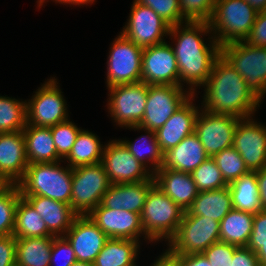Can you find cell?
Segmentation results:
<instances>
[{
    "label": "cell",
    "instance_id": "6da1fadb",
    "mask_svg": "<svg viewBox=\"0 0 266 266\" xmlns=\"http://www.w3.org/2000/svg\"><path fill=\"white\" fill-rule=\"evenodd\" d=\"M202 35L210 36L207 38L210 44H206ZM168 36L176 42L171 47L177 60L179 86L187 83L190 87L185 89L195 95L196 88L207 82L215 60L221 55V46L213 37L208 21H187L171 26Z\"/></svg>",
    "mask_w": 266,
    "mask_h": 266
},
{
    "label": "cell",
    "instance_id": "7a4b0ae2",
    "mask_svg": "<svg viewBox=\"0 0 266 266\" xmlns=\"http://www.w3.org/2000/svg\"><path fill=\"white\" fill-rule=\"evenodd\" d=\"M203 87L205 94L201 109L207 112L244 119L254 117L261 105V100L222 55L215 60Z\"/></svg>",
    "mask_w": 266,
    "mask_h": 266
},
{
    "label": "cell",
    "instance_id": "3957f363",
    "mask_svg": "<svg viewBox=\"0 0 266 266\" xmlns=\"http://www.w3.org/2000/svg\"><path fill=\"white\" fill-rule=\"evenodd\" d=\"M61 162L28 164L23 178L17 183L21 195L48 197L71 205L72 171Z\"/></svg>",
    "mask_w": 266,
    "mask_h": 266
},
{
    "label": "cell",
    "instance_id": "277c9868",
    "mask_svg": "<svg viewBox=\"0 0 266 266\" xmlns=\"http://www.w3.org/2000/svg\"><path fill=\"white\" fill-rule=\"evenodd\" d=\"M185 211L156 184L149 190L140 214L145 235L153 241H169L177 232Z\"/></svg>",
    "mask_w": 266,
    "mask_h": 266
},
{
    "label": "cell",
    "instance_id": "5b68a950",
    "mask_svg": "<svg viewBox=\"0 0 266 266\" xmlns=\"http://www.w3.org/2000/svg\"><path fill=\"white\" fill-rule=\"evenodd\" d=\"M257 14L245 0H216L208 24L213 37L222 46L244 41Z\"/></svg>",
    "mask_w": 266,
    "mask_h": 266
},
{
    "label": "cell",
    "instance_id": "8992f818",
    "mask_svg": "<svg viewBox=\"0 0 266 266\" xmlns=\"http://www.w3.org/2000/svg\"><path fill=\"white\" fill-rule=\"evenodd\" d=\"M219 241L220 222L205 216L184 213L176 234L167 242L169 248L163 254H201Z\"/></svg>",
    "mask_w": 266,
    "mask_h": 266
},
{
    "label": "cell",
    "instance_id": "52a82bcc",
    "mask_svg": "<svg viewBox=\"0 0 266 266\" xmlns=\"http://www.w3.org/2000/svg\"><path fill=\"white\" fill-rule=\"evenodd\" d=\"M221 55L262 101L266 95V47L250 46L244 41L231 42L221 46Z\"/></svg>",
    "mask_w": 266,
    "mask_h": 266
},
{
    "label": "cell",
    "instance_id": "ba28073f",
    "mask_svg": "<svg viewBox=\"0 0 266 266\" xmlns=\"http://www.w3.org/2000/svg\"><path fill=\"white\" fill-rule=\"evenodd\" d=\"M110 185L101 163L73 168L71 208L77 215H88L101 203Z\"/></svg>",
    "mask_w": 266,
    "mask_h": 266
},
{
    "label": "cell",
    "instance_id": "9c48e42d",
    "mask_svg": "<svg viewBox=\"0 0 266 266\" xmlns=\"http://www.w3.org/2000/svg\"><path fill=\"white\" fill-rule=\"evenodd\" d=\"M57 84V78L47 79L26 101L28 125L51 127L69 119L67 102Z\"/></svg>",
    "mask_w": 266,
    "mask_h": 266
},
{
    "label": "cell",
    "instance_id": "30bf717a",
    "mask_svg": "<svg viewBox=\"0 0 266 266\" xmlns=\"http://www.w3.org/2000/svg\"><path fill=\"white\" fill-rule=\"evenodd\" d=\"M107 109L118 126H138L144 116L146 107L148 84L138 82L134 84H120L107 88Z\"/></svg>",
    "mask_w": 266,
    "mask_h": 266
},
{
    "label": "cell",
    "instance_id": "8fae6325",
    "mask_svg": "<svg viewBox=\"0 0 266 266\" xmlns=\"http://www.w3.org/2000/svg\"><path fill=\"white\" fill-rule=\"evenodd\" d=\"M143 48L121 32L112 42L107 61V88L141 82Z\"/></svg>",
    "mask_w": 266,
    "mask_h": 266
},
{
    "label": "cell",
    "instance_id": "7c38bea8",
    "mask_svg": "<svg viewBox=\"0 0 266 266\" xmlns=\"http://www.w3.org/2000/svg\"><path fill=\"white\" fill-rule=\"evenodd\" d=\"M192 94L177 85H148L144 116L138 125L156 131L177 111Z\"/></svg>",
    "mask_w": 266,
    "mask_h": 266
},
{
    "label": "cell",
    "instance_id": "4fadbf2b",
    "mask_svg": "<svg viewBox=\"0 0 266 266\" xmlns=\"http://www.w3.org/2000/svg\"><path fill=\"white\" fill-rule=\"evenodd\" d=\"M101 165L111 184L137 183L149 180L153 174L142 165L120 140L105 144Z\"/></svg>",
    "mask_w": 266,
    "mask_h": 266
},
{
    "label": "cell",
    "instance_id": "5bb4252c",
    "mask_svg": "<svg viewBox=\"0 0 266 266\" xmlns=\"http://www.w3.org/2000/svg\"><path fill=\"white\" fill-rule=\"evenodd\" d=\"M128 22L121 30L122 34L141 48L151 47L165 42L170 25L152 8L133 1Z\"/></svg>",
    "mask_w": 266,
    "mask_h": 266
},
{
    "label": "cell",
    "instance_id": "9a60e30c",
    "mask_svg": "<svg viewBox=\"0 0 266 266\" xmlns=\"http://www.w3.org/2000/svg\"><path fill=\"white\" fill-rule=\"evenodd\" d=\"M199 109L195 123V133L198 135L206 154L213 157L225 148L233 146L235 129L241 118L214 114Z\"/></svg>",
    "mask_w": 266,
    "mask_h": 266
},
{
    "label": "cell",
    "instance_id": "2e32d148",
    "mask_svg": "<svg viewBox=\"0 0 266 266\" xmlns=\"http://www.w3.org/2000/svg\"><path fill=\"white\" fill-rule=\"evenodd\" d=\"M141 82L148 85L179 86L177 60L168 42L143 49Z\"/></svg>",
    "mask_w": 266,
    "mask_h": 266
},
{
    "label": "cell",
    "instance_id": "e0dca14e",
    "mask_svg": "<svg viewBox=\"0 0 266 266\" xmlns=\"http://www.w3.org/2000/svg\"><path fill=\"white\" fill-rule=\"evenodd\" d=\"M252 117L241 119L235 129L233 147L249 171L266 167V126Z\"/></svg>",
    "mask_w": 266,
    "mask_h": 266
},
{
    "label": "cell",
    "instance_id": "ac0fdd59",
    "mask_svg": "<svg viewBox=\"0 0 266 266\" xmlns=\"http://www.w3.org/2000/svg\"><path fill=\"white\" fill-rule=\"evenodd\" d=\"M88 216L109 238L129 239L139 241L142 235L151 243L145 235L140 214L126 210H114L99 204Z\"/></svg>",
    "mask_w": 266,
    "mask_h": 266
},
{
    "label": "cell",
    "instance_id": "d6986e66",
    "mask_svg": "<svg viewBox=\"0 0 266 266\" xmlns=\"http://www.w3.org/2000/svg\"><path fill=\"white\" fill-rule=\"evenodd\" d=\"M64 237L71 244L77 261L94 263L109 237L88 215H77Z\"/></svg>",
    "mask_w": 266,
    "mask_h": 266
},
{
    "label": "cell",
    "instance_id": "ffe728a7",
    "mask_svg": "<svg viewBox=\"0 0 266 266\" xmlns=\"http://www.w3.org/2000/svg\"><path fill=\"white\" fill-rule=\"evenodd\" d=\"M28 164L23 132L0 133V175L9 184H17Z\"/></svg>",
    "mask_w": 266,
    "mask_h": 266
},
{
    "label": "cell",
    "instance_id": "44dd1931",
    "mask_svg": "<svg viewBox=\"0 0 266 266\" xmlns=\"http://www.w3.org/2000/svg\"><path fill=\"white\" fill-rule=\"evenodd\" d=\"M192 95L167 122L155 131L156 140L162 152L176 147L186 136L195 132V123L199 107L194 106Z\"/></svg>",
    "mask_w": 266,
    "mask_h": 266
},
{
    "label": "cell",
    "instance_id": "7402d4cb",
    "mask_svg": "<svg viewBox=\"0 0 266 266\" xmlns=\"http://www.w3.org/2000/svg\"><path fill=\"white\" fill-rule=\"evenodd\" d=\"M154 185V176L137 183L111 184L100 204L109 209L141 214L147 194Z\"/></svg>",
    "mask_w": 266,
    "mask_h": 266
},
{
    "label": "cell",
    "instance_id": "603a6c76",
    "mask_svg": "<svg viewBox=\"0 0 266 266\" xmlns=\"http://www.w3.org/2000/svg\"><path fill=\"white\" fill-rule=\"evenodd\" d=\"M42 217L48 231L55 237L64 236L77 214L71 205L38 195H21Z\"/></svg>",
    "mask_w": 266,
    "mask_h": 266
},
{
    "label": "cell",
    "instance_id": "cb8c5ba5",
    "mask_svg": "<svg viewBox=\"0 0 266 266\" xmlns=\"http://www.w3.org/2000/svg\"><path fill=\"white\" fill-rule=\"evenodd\" d=\"M153 176L155 184L184 211H187L198 195L191 173L160 168Z\"/></svg>",
    "mask_w": 266,
    "mask_h": 266
},
{
    "label": "cell",
    "instance_id": "d4e9b609",
    "mask_svg": "<svg viewBox=\"0 0 266 266\" xmlns=\"http://www.w3.org/2000/svg\"><path fill=\"white\" fill-rule=\"evenodd\" d=\"M209 156L206 154L198 135L193 132L186 136L176 147L163 153L161 168L192 173Z\"/></svg>",
    "mask_w": 266,
    "mask_h": 266
},
{
    "label": "cell",
    "instance_id": "484cf974",
    "mask_svg": "<svg viewBox=\"0 0 266 266\" xmlns=\"http://www.w3.org/2000/svg\"><path fill=\"white\" fill-rule=\"evenodd\" d=\"M22 132L29 164L63 161L57 154L50 127L26 124Z\"/></svg>",
    "mask_w": 266,
    "mask_h": 266
},
{
    "label": "cell",
    "instance_id": "4316f807",
    "mask_svg": "<svg viewBox=\"0 0 266 266\" xmlns=\"http://www.w3.org/2000/svg\"><path fill=\"white\" fill-rule=\"evenodd\" d=\"M233 209L229 186L198 192L192 205L185 211L187 215L205 216L220 222Z\"/></svg>",
    "mask_w": 266,
    "mask_h": 266
},
{
    "label": "cell",
    "instance_id": "83f0119b",
    "mask_svg": "<svg viewBox=\"0 0 266 266\" xmlns=\"http://www.w3.org/2000/svg\"><path fill=\"white\" fill-rule=\"evenodd\" d=\"M134 129V131L143 130L145 135H141L134 142L120 139L129 149L130 153L144 165L152 174L161 168L163 163V152L156 140L155 131L141 128L139 126H130L126 129ZM141 143V144H140ZM149 164V166H148ZM151 167V168H150Z\"/></svg>",
    "mask_w": 266,
    "mask_h": 266
},
{
    "label": "cell",
    "instance_id": "f1b7e54d",
    "mask_svg": "<svg viewBox=\"0 0 266 266\" xmlns=\"http://www.w3.org/2000/svg\"><path fill=\"white\" fill-rule=\"evenodd\" d=\"M254 214L232 209L220 221V241L246 247L253 229Z\"/></svg>",
    "mask_w": 266,
    "mask_h": 266
},
{
    "label": "cell",
    "instance_id": "f546056e",
    "mask_svg": "<svg viewBox=\"0 0 266 266\" xmlns=\"http://www.w3.org/2000/svg\"><path fill=\"white\" fill-rule=\"evenodd\" d=\"M233 209L257 214L262 210L256 171H249L228 184Z\"/></svg>",
    "mask_w": 266,
    "mask_h": 266
},
{
    "label": "cell",
    "instance_id": "4dcf8cb0",
    "mask_svg": "<svg viewBox=\"0 0 266 266\" xmlns=\"http://www.w3.org/2000/svg\"><path fill=\"white\" fill-rule=\"evenodd\" d=\"M139 243L136 240L109 238L93 264L94 266H128L138 257Z\"/></svg>",
    "mask_w": 266,
    "mask_h": 266
},
{
    "label": "cell",
    "instance_id": "1f68e13d",
    "mask_svg": "<svg viewBox=\"0 0 266 266\" xmlns=\"http://www.w3.org/2000/svg\"><path fill=\"white\" fill-rule=\"evenodd\" d=\"M12 235L16 239L53 237L42 217L23 196H20L15 209V227Z\"/></svg>",
    "mask_w": 266,
    "mask_h": 266
},
{
    "label": "cell",
    "instance_id": "d6a6232c",
    "mask_svg": "<svg viewBox=\"0 0 266 266\" xmlns=\"http://www.w3.org/2000/svg\"><path fill=\"white\" fill-rule=\"evenodd\" d=\"M104 147L95 133L81 129L64 161L66 160L71 168L100 163Z\"/></svg>",
    "mask_w": 266,
    "mask_h": 266
},
{
    "label": "cell",
    "instance_id": "836d02e7",
    "mask_svg": "<svg viewBox=\"0 0 266 266\" xmlns=\"http://www.w3.org/2000/svg\"><path fill=\"white\" fill-rule=\"evenodd\" d=\"M53 237L16 239L17 266H50Z\"/></svg>",
    "mask_w": 266,
    "mask_h": 266
},
{
    "label": "cell",
    "instance_id": "e575fe53",
    "mask_svg": "<svg viewBox=\"0 0 266 266\" xmlns=\"http://www.w3.org/2000/svg\"><path fill=\"white\" fill-rule=\"evenodd\" d=\"M26 124V100L0 96V133L22 131Z\"/></svg>",
    "mask_w": 266,
    "mask_h": 266
},
{
    "label": "cell",
    "instance_id": "d590c367",
    "mask_svg": "<svg viewBox=\"0 0 266 266\" xmlns=\"http://www.w3.org/2000/svg\"><path fill=\"white\" fill-rule=\"evenodd\" d=\"M227 184L249 172L239 152L233 147L225 148L212 157Z\"/></svg>",
    "mask_w": 266,
    "mask_h": 266
},
{
    "label": "cell",
    "instance_id": "8d00e7d4",
    "mask_svg": "<svg viewBox=\"0 0 266 266\" xmlns=\"http://www.w3.org/2000/svg\"><path fill=\"white\" fill-rule=\"evenodd\" d=\"M21 194L17 184H10L0 193V237L12 235L15 227V209Z\"/></svg>",
    "mask_w": 266,
    "mask_h": 266
},
{
    "label": "cell",
    "instance_id": "74e56055",
    "mask_svg": "<svg viewBox=\"0 0 266 266\" xmlns=\"http://www.w3.org/2000/svg\"><path fill=\"white\" fill-rule=\"evenodd\" d=\"M191 176L198 192L211 191L228 186L212 157L207 158L191 173Z\"/></svg>",
    "mask_w": 266,
    "mask_h": 266
},
{
    "label": "cell",
    "instance_id": "f35d334b",
    "mask_svg": "<svg viewBox=\"0 0 266 266\" xmlns=\"http://www.w3.org/2000/svg\"><path fill=\"white\" fill-rule=\"evenodd\" d=\"M50 130L57 154L64 159L71 151L81 128H78L75 123L68 119L67 121L51 126Z\"/></svg>",
    "mask_w": 266,
    "mask_h": 266
},
{
    "label": "cell",
    "instance_id": "ab89813d",
    "mask_svg": "<svg viewBox=\"0 0 266 266\" xmlns=\"http://www.w3.org/2000/svg\"><path fill=\"white\" fill-rule=\"evenodd\" d=\"M134 2L152 8L170 26L188 21L181 13L179 0H134Z\"/></svg>",
    "mask_w": 266,
    "mask_h": 266
},
{
    "label": "cell",
    "instance_id": "60d3db41",
    "mask_svg": "<svg viewBox=\"0 0 266 266\" xmlns=\"http://www.w3.org/2000/svg\"><path fill=\"white\" fill-rule=\"evenodd\" d=\"M216 0H179L182 15L188 21H208Z\"/></svg>",
    "mask_w": 266,
    "mask_h": 266
},
{
    "label": "cell",
    "instance_id": "b9f144b4",
    "mask_svg": "<svg viewBox=\"0 0 266 266\" xmlns=\"http://www.w3.org/2000/svg\"><path fill=\"white\" fill-rule=\"evenodd\" d=\"M76 261L74 250L68 240L64 236H53L50 266H70Z\"/></svg>",
    "mask_w": 266,
    "mask_h": 266
},
{
    "label": "cell",
    "instance_id": "7bdbcfd3",
    "mask_svg": "<svg viewBox=\"0 0 266 266\" xmlns=\"http://www.w3.org/2000/svg\"><path fill=\"white\" fill-rule=\"evenodd\" d=\"M237 248L233 244L219 241L212 244L202 254L211 266H232L233 254Z\"/></svg>",
    "mask_w": 266,
    "mask_h": 266
},
{
    "label": "cell",
    "instance_id": "ee69618b",
    "mask_svg": "<svg viewBox=\"0 0 266 266\" xmlns=\"http://www.w3.org/2000/svg\"><path fill=\"white\" fill-rule=\"evenodd\" d=\"M263 245H266V210L254 214L253 229L246 247L256 253Z\"/></svg>",
    "mask_w": 266,
    "mask_h": 266
},
{
    "label": "cell",
    "instance_id": "f6af8a7d",
    "mask_svg": "<svg viewBox=\"0 0 266 266\" xmlns=\"http://www.w3.org/2000/svg\"><path fill=\"white\" fill-rule=\"evenodd\" d=\"M244 42L250 46L266 47V11L257 14L250 33Z\"/></svg>",
    "mask_w": 266,
    "mask_h": 266
},
{
    "label": "cell",
    "instance_id": "bcb514c9",
    "mask_svg": "<svg viewBox=\"0 0 266 266\" xmlns=\"http://www.w3.org/2000/svg\"><path fill=\"white\" fill-rule=\"evenodd\" d=\"M16 265V237H0V266Z\"/></svg>",
    "mask_w": 266,
    "mask_h": 266
},
{
    "label": "cell",
    "instance_id": "7dc6e473",
    "mask_svg": "<svg viewBox=\"0 0 266 266\" xmlns=\"http://www.w3.org/2000/svg\"><path fill=\"white\" fill-rule=\"evenodd\" d=\"M176 266H211L203 254L165 255Z\"/></svg>",
    "mask_w": 266,
    "mask_h": 266
},
{
    "label": "cell",
    "instance_id": "c3c4849f",
    "mask_svg": "<svg viewBox=\"0 0 266 266\" xmlns=\"http://www.w3.org/2000/svg\"><path fill=\"white\" fill-rule=\"evenodd\" d=\"M232 266H259V261L251 249L238 247L233 254Z\"/></svg>",
    "mask_w": 266,
    "mask_h": 266
},
{
    "label": "cell",
    "instance_id": "681fc988",
    "mask_svg": "<svg viewBox=\"0 0 266 266\" xmlns=\"http://www.w3.org/2000/svg\"><path fill=\"white\" fill-rule=\"evenodd\" d=\"M262 210H266V167L256 171Z\"/></svg>",
    "mask_w": 266,
    "mask_h": 266
},
{
    "label": "cell",
    "instance_id": "f907efd6",
    "mask_svg": "<svg viewBox=\"0 0 266 266\" xmlns=\"http://www.w3.org/2000/svg\"><path fill=\"white\" fill-rule=\"evenodd\" d=\"M249 5L253 7V9L257 12H265L266 11V0H245Z\"/></svg>",
    "mask_w": 266,
    "mask_h": 266
},
{
    "label": "cell",
    "instance_id": "816d5d0a",
    "mask_svg": "<svg viewBox=\"0 0 266 266\" xmlns=\"http://www.w3.org/2000/svg\"><path fill=\"white\" fill-rule=\"evenodd\" d=\"M150 266H176L170 259H168L164 254H161L158 259L154 260Z\"/></svg>",
    "mask_w": 266,
    "mask_h": 266
},
{
    "label": "cell",
    "instance_id": "f5cc1de1",
    "mask_svg": "<svg viewBox=\"0 0 266 266\" xmlns=\"http://www.w3.org/2000/svg\"><path fill=\"white\" fill-rule=\"evenodd\" d=\"M256 256L258 258L259 265L266 266V245H263V247L256 252Z\"/></svg>",
    "mask_w": 266,
    "mask_h": 266
},
{
    "label": "cell",
    "instance_id": "db71d44e",
    "mask_svg": "<svg viewBox=\"0 0 266 266\" xmlns=\"http://www.w3.org/2000/svg\"><path fill=\"white\" fill-rule=\"evenodd\" d=\"M95 0H70V6L71 5H78V6H83V5H88V4H92Z\"/></svg>",
    "mask_w": 266,
    "mask_h": 266
},
{
    "label": "cell",
    "instance_id": "11a10c76",
    "mask_svg": "<svg viewBox=\"0 0 266 266\" xmlns=\"http://www.w3.org/2000/svg\"><path fill=\"white\" fill-rule=\"evenodd\" d=\"M45 1L47 0H37L38 6L41 8L43 6V3H45ZM52 1H54L55 3H60V4L64 3V5L66 4L70 5V0H52Z\"/></svg>",
    "mask_w": 266,
    "mask_h": 266
},
{
    "label": "cell",
    "instance_id": "9f6ffc18",
    "mask_svg": "<svg viewBox=\"0 0 266 266\" xmlns=\"http://www.w3.org/2000/svg\"><path fill=\"white\" fill-rule=\"evenodd\" d=\"M10 184L0 175V193H2Z\"/></svg>",
    "mask_w": 266,
    "mask_h": 266
},
{
    "label": "cell",
    "instance_id": "6f0895ef",
    "mask_svg": "<svg viewBox=\"0 0 266 266\" xmlns=\"http://www.w3.org/2000/svg\"><path fill=\"white\" fill-rule=\"evenodd\" d=\"M70 266H94L93 263H86V262H81V261H76Z\"/></svg>",
    "mask_w": 266,
    "mask_h": 266
},
{
    "label": "cell",
    "instance_id": "680465c9",
    "mask_svg": "<svg viewBox=\"0 0 266 266\" xmlns=\"http://www.w3.org/2000/svg\"><path fill=\"white\" fill-rule=\"evenodd\" d=\"M136 263H137V262H134V263H132V264H130V265H128V266H138Z\"/></svg>",
    "mask_w": 266,
    "mask_h": 266
}]
</instances>
